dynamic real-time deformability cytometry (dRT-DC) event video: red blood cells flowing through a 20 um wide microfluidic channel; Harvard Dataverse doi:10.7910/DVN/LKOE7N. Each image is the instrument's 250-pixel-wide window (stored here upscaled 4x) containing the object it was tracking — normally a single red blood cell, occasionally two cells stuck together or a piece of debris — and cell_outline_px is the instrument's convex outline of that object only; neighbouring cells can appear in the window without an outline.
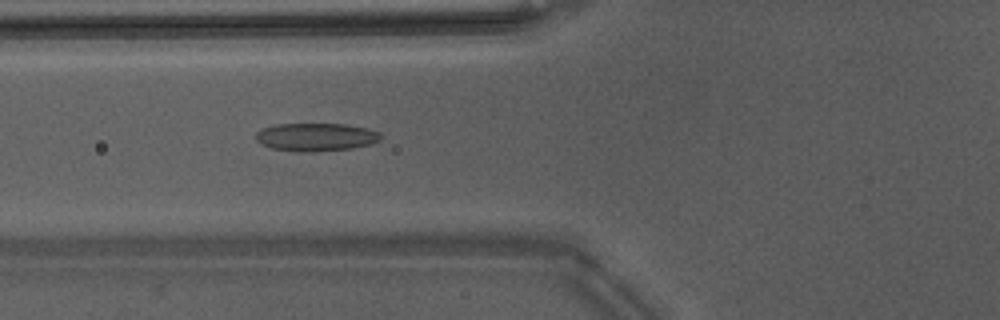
{"species": "Egyptian fruit bat (a non-hibernating species)", "species_latin": "Rousettus aegyptiacus", "temperature_condition": "warm", "stored_images_in_passage": 43, "camera_frame_rate_fps": 3000, "um_per_image_px": 0.085, "animal": {"sex": "male"}, "frame": {"image": 1, "passage_image": 15, "time_ms": 4.667, "image_size_px": [1000, 320], "cell_outline_px": [[384, 136], [380, 140], [372, 144], [352, 148], [316, 152], [296, 152], [272, 148], [260, 144], [256, 140], [256, 132], [260, 128], [276, 124], [348, 124], [368, 128], [380, 132]], "centroid_in_image_um": [26.87, 11.65], "position_along_channel_um": 98.9, "area_um2": 20.87}}
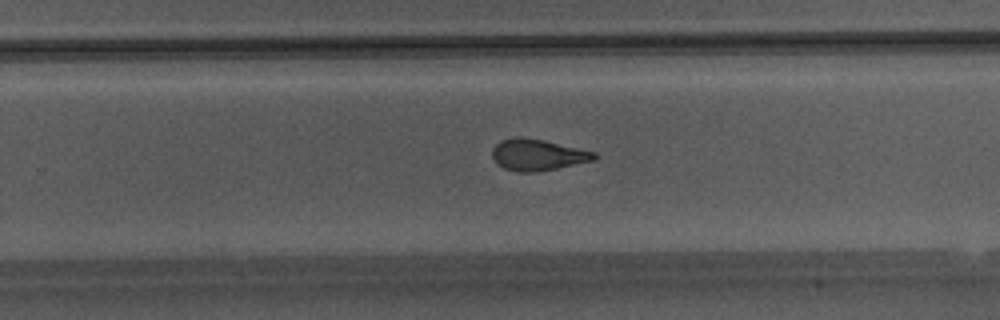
{"frame": {"image": 2, "passage_image": 28, "time_ms": 9.0, "image_size_px": [1000, 320], "cell_outline_px": [[596, 160], [536, 172], [516, 172], [504, 168], [496, 164], [492, 156], [492, 148], [500, 140], [516, 136], [544, 140], [596, 152]], "centroid_in_image_um": [45.67, 13.16], "position_along_channel_um": 284.1, "area_um2": 18.73}}
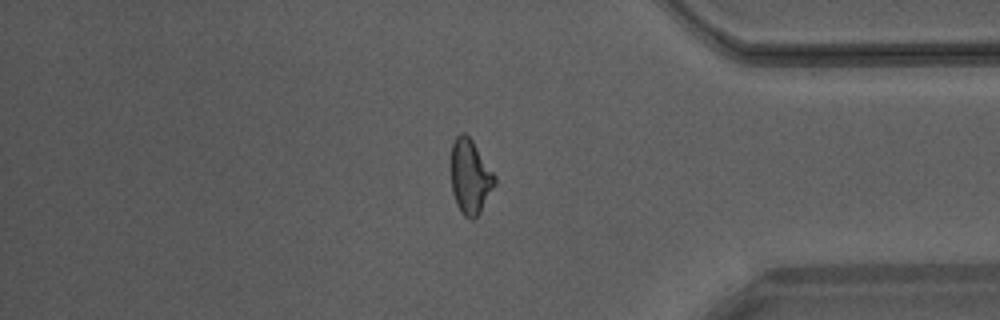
{"frame": {"image": 3, "passage_image": 37, "time_ms": 12.0, "image_size_px": [1000, 320], "cell_outline_px": [[496, 184], [480, 212], [472, 220], [468, 220], [460, 212], [456, 204], [452, 192], [452, 144], [456, 136], [460, 132], [464, 132], [472, 140], [496, 176]], "centroid_in_image_um": [39.97, 15.04], "position_along_channel_um": 395.2, "area_um2": 18.96}, "authors_computed_cell_mechanics": {"area_um2": 19.1896, "velocity_mm_per_s": 4.2687, "shape_relaxation_time_tau1_ms": null, "shape_relaxation_time_tau2_ms": 1.7854, "deformation_change_tau1": null, "deformation_change_tau2": 0.1042}}